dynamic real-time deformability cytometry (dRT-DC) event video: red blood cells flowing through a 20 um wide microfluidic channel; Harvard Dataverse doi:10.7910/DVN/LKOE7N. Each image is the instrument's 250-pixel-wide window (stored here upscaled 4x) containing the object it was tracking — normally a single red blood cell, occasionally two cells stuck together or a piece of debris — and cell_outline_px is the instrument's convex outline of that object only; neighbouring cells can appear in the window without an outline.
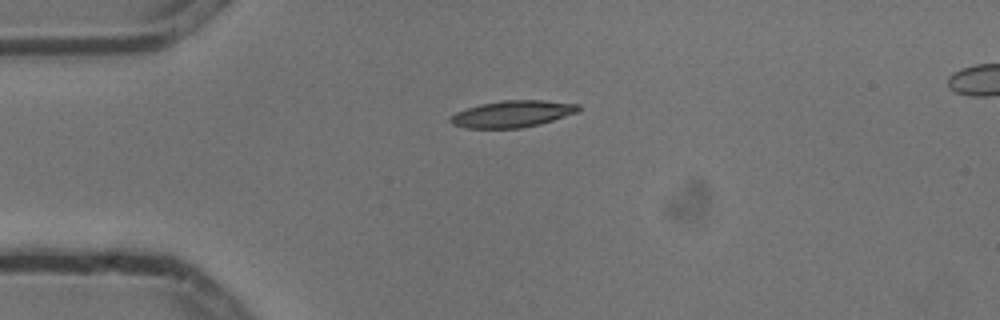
{"species": "common noctule bat (a hibernating species)", "species_latin": "Nyctalus noctula", "temperature_condition": "cold", "stored_images_in_passage": 2, "camera_frame_rate_fps": 3000, "um_per_image_px": 0.085, "animal": {"sex": "male", "body_mass_g": 13.3}, "frame": {"image": 1, "passage_image": 1, "time_ms": 0.0, "image_size_px": [1000, 320], "cell_outline_px": [[580, 112], [540, 124], [520, 128], [468, 128], [452, 124], [448, 120], [456, 112], [480, 104], [500, 100], [544, 100], [580, 104]], "centroid_in_image_um": [43.6, 9.67], "position_along_channel_um": 41.4, "area_um2": 20.0}}